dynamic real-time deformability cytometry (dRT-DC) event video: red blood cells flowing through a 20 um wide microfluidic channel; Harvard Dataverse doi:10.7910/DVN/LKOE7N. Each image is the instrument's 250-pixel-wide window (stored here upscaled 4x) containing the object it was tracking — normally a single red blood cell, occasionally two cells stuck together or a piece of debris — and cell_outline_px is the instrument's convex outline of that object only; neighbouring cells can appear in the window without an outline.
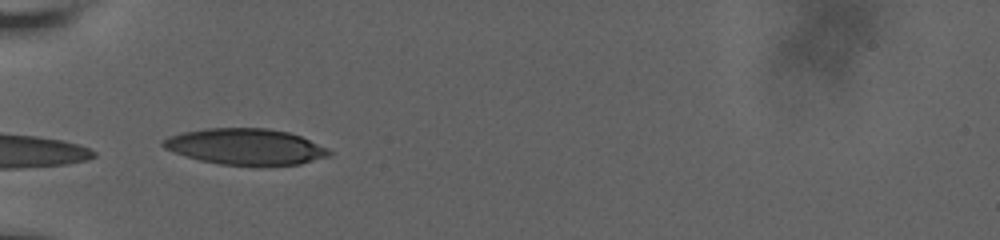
{"species": "human", "species_latin": "Homo sapiens", "temperature_condition": "room temperature", "stored_images_in_passage": 18, "camera_frame_rate_fps": 3000, "um_per_image_px": 0.085, "donor": {"sex": "male"}, "frame": {"image": 1, "passage_image": 1, "time_ms": 0.0, "image_size_px": [1000, 240], "cell_outline_px": [[332, 152], [328, 156], [300, 164], [220, 164], [200, 160], [164, 148], [160, 144], [164, 140], [172, 136], [184, 132], [204, 128], [268, 128], [288, 132], [300, 136], [328, 148]], "centroid_in_image_um": [20.89, 12.44], "position_along_channel_um": 64.1, "area_um2": 34.16}}
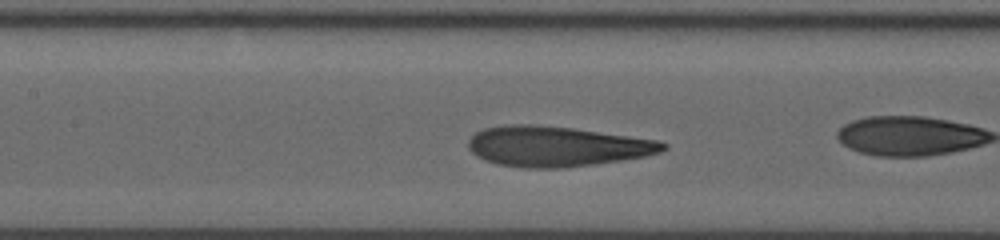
{"frame": {"image": 2, "passage_image": 6, "time_ms": 2.0, "image_size_px": [1000, 240], "cell_outline_px": [[668, 148], [660, 152], [644, 156], [620, 160], [592, 164], [560, 168], [528, 168], [496, 164], [484, 160], [476, 156], [468, 148], [468, 140], [476, 132], [484, 128], [504, 124], [536, 124], [572, 128], [660, 140], [668, 144]], "centroid_in_image_um": [47.29, 12.43], "position_along_channel_um": 160.1, "area_um2": 45.78}}
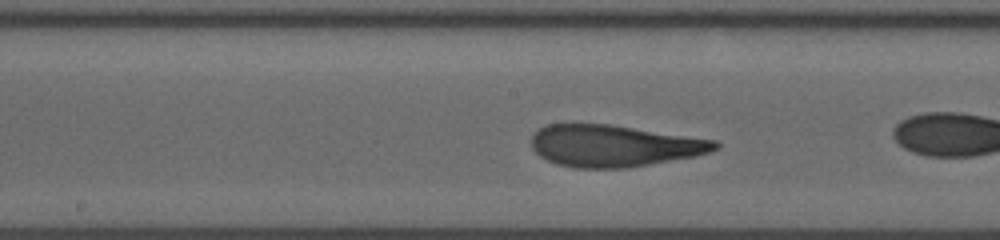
{"frame": {"image": 3, "passage_image": 8, "time_ms": 3.0, "image_size_px": [1000, 240], "cell_outline_px": [[720, 148], [696, 156], [624, 168], [576, 168], [556, 164], [540, 156], [532, 148], [532, 132], [548, 124], [612, 124], [716, 140], [720, 144]], "centroid_in_image_um": [52.19, 12.38], "position_along_channel_um": 196.0, "area_um2": 44.74}}